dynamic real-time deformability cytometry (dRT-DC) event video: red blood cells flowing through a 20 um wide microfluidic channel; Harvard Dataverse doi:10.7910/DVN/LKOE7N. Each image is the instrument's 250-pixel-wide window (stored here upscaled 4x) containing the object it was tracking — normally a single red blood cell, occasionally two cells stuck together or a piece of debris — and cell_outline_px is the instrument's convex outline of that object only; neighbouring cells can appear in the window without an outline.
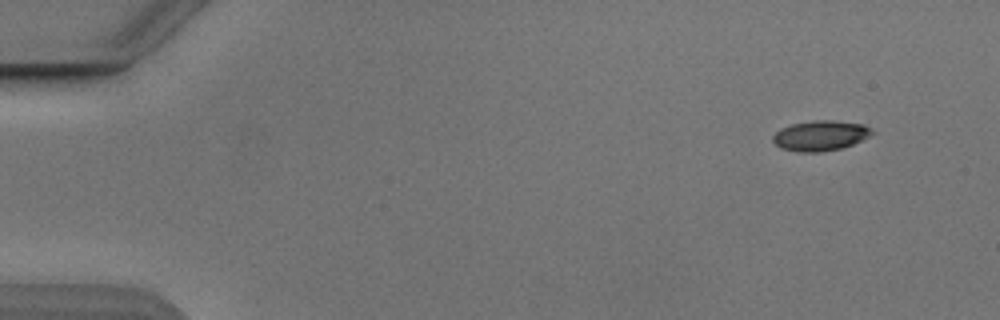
{"species": "Egyptian fruit bat (a non-hibernating species)", "species_latin": "Rousettus aegyptiacus", "temperature_condition": "cold", "stored_images_in_passage": 50, "camera_frame_rate_fps": 3000, "um_per_image_px": 0.085, "animal": {"sex": "male"}, "frame": {"image": 1, "passage_image": 1, "time_ms": 0.0, "image_size_px": [1000, 320], "cell_outline_px": [[876, 132], [852, 144], [840, 148], [820, 152], [796, 152], [780, 148], [772, 140], [772, 136], [780, 128], [792, 124], [812, 120], [832, 120], [864, 124], [872, 128]], "centroid_in_image_um": [69.72, 11.52], "position_along_channel_um": 15.3, "area_um2": 17.51}}
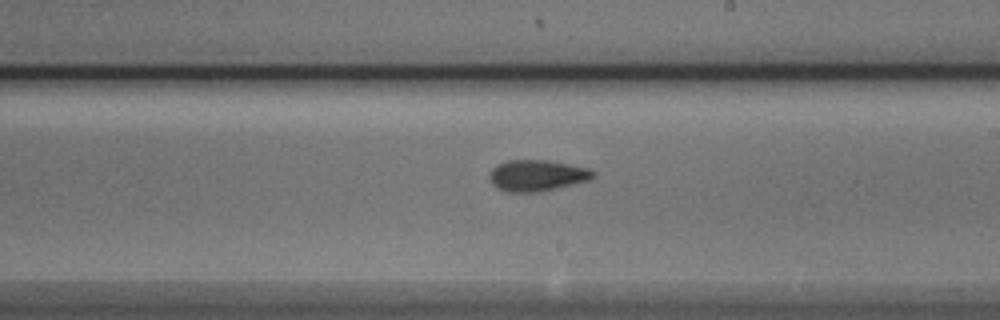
{"frame": {"image": 2, "passage_image": 28, "time_ms": 9.0, "image_size_px": [1000, 320], "cell_outline_px": [[596, 176], [588, 180], [540, 192], [508, 192], [496, 188], [492, 184], [488, 176], [492, 168], [496, 164], [508, 160], [548, 160], [588, 168], [596, 172]], "centroid_in_image_um": [45.61, 14.91], "position_along_channel_um": 243.4, "area_um2": 18.96}}
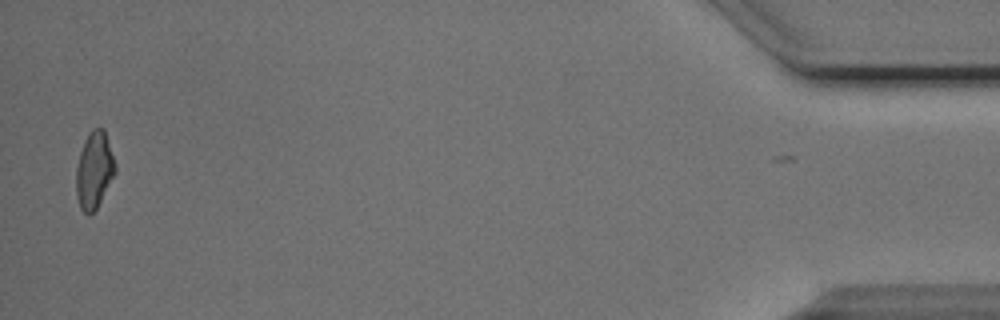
{"frame": {"image": 3, "passage_image": 49, "time_ms": 16.0, "image_size_px": [1000, 320], "cell_outline_px": [[116, 172], [96, 208], [88, 216], [80, 208], [76, 196], [76, 168], [80, 152], [88, 132], [92, 128], [104, 128], [116, 164]], "centroid_in_image_um": [8.0, 14.45], "position_along_channel_um": 427.2, "area_um2": 17.46}, "authors_computed_cell_mechanics": {"area_um2": 17.8313, "velocity_mm_per_s": 3.8782, "shape_relaxation_time_tau1_ms": 2.9518, "shape_relaxation_time_tau2_ms": 2.6603, "deformation_change_tau1": 0.1352, "deformation_change_tau2": 0.0903}}